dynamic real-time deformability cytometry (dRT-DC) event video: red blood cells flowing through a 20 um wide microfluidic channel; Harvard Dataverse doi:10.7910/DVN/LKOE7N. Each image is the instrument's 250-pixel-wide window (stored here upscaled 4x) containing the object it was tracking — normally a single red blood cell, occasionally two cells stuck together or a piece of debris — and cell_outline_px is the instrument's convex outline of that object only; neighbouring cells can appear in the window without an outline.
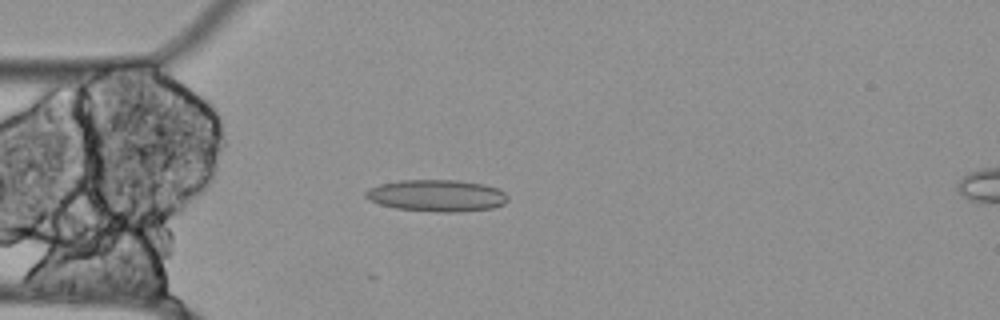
{"species": "Egyptian fruit bat (a non-hibernating species)", "species_latin": "Rousettus aegyptiacus", "temperature_condition": "cold", "stored_images_in_passage": 38, "camera_frame_rate_fps": 3000, "um_per_image_px": 0.085, "animal": {"sex": "female"}, "frame": {"image": 1, "passage_image": 12, "time_ms": 3.667, "image_size_px": [1000, 320], "cell_outline_px": [[508, 200], [504, 204], [492, 208], [460, 212], [440, 212], [396, 208], [380, 204], [368, 200], [364, 196], [364, 192], [368, 188], [380, 184], [400, 180], [460, 180], [484, 184], [500, 188], [508, 196]], "centroid_in_image_um": [37.14, 16.62], "position_along_channel_um": 47.9, "area_um2": 26.59}}
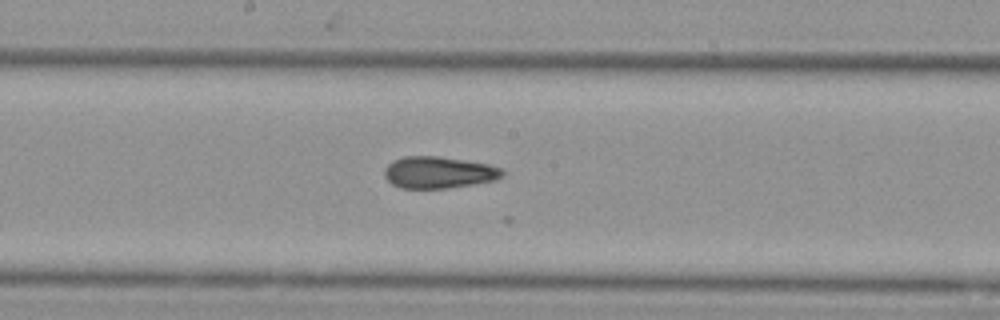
{"frame": {"image": 2, "passage_image": 26, "time_ms": 8.333, "image_size_px": [1000, 320], "cell_outline_px": [[504, 176], [496, 180], [448, 188], [400, 188], [392, 184], [384, 176], [384, 168], [392, 160], [404, 156], [436, 156], [488, 164], [500, 168], [504, 172]], "centroid_in_image_um": [37.26, 14.66], "position_along_channel_um": 210.9, "area_um2": 21.79}}
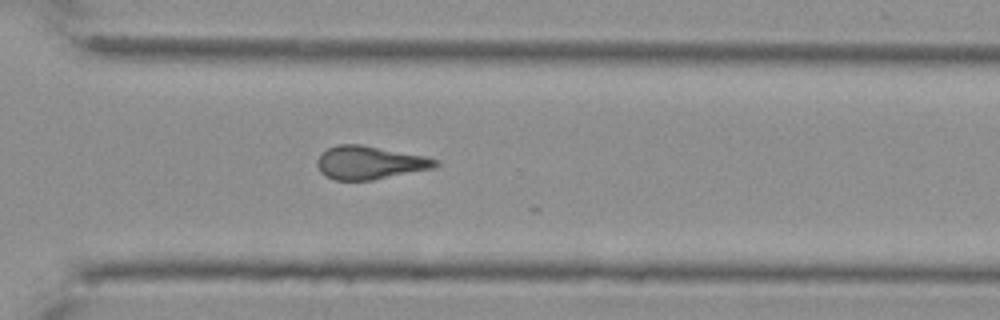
{"frame": {"image": 3, "passage_image": 37, "time_ms": 12.0, "image_size_px": [1000, 320], "cell_outline_px": [[440, 164], [432, 168], [372, 180], [336, 180], [324, 176], [320, 172], [316, 164], [316, 160], [328, 148], [336, 144], [360, 144], [424, 156], [440, 160]], "centroid_in_image_um": [31.39, 13.82], "position_along_channel_um": 339.2, "area_um2": 22.77}}